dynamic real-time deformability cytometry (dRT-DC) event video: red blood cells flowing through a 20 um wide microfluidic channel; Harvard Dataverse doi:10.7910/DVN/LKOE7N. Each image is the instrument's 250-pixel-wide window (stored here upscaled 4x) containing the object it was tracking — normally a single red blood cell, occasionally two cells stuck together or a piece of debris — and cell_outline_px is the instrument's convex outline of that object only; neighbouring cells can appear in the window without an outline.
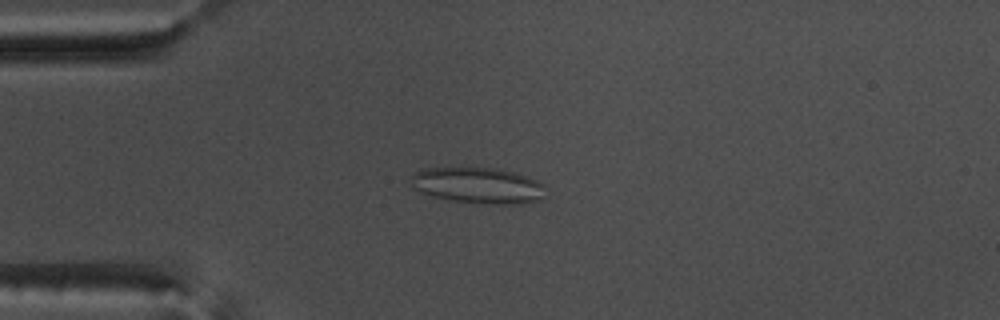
{"species": "common noctule bat (a hibernating species)", "species_latin": "Nyctalus noctula", "temperature_condition": "warm", "stored_images_in_passage": 43, "camera_frame_rate_fps": 3000, "um_per_image_px": 0.085, "animal": {"sex": "male", "body_mass_g": 17.5, "forearm_length_mm": 52.3}, "frame": {"image": 1, "passage_image": 3, "time_ms": 0.667, "image_size_px": [1000, 320], "cell_outline_px": [[548, 196], [544, 200], [520, 204], [488, 204], [448, 200], [432, 196], [420, 192], [412, 188], [408, 180], [416, 172], [424, 168], [464, 164], [496, 168], [512, 172], [536, 180], [544, 184]], "centroid_in_image_um": [40.61, 15.73], "position_along_channel_um": 44.4, "area_um2": 29.77}}
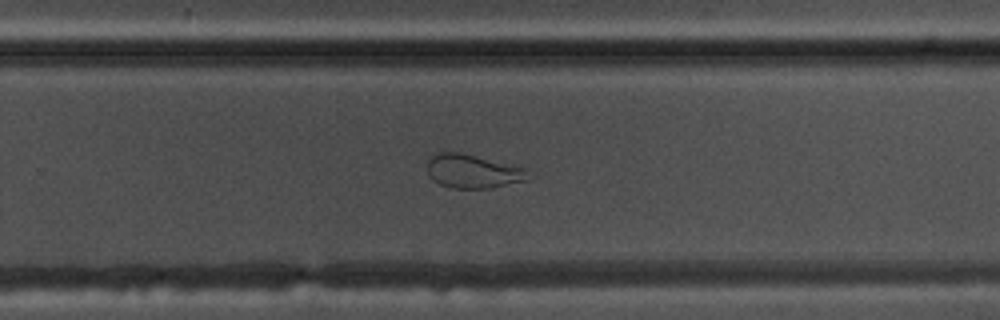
{"frame": {"image": 2, "passage_image": 24, "time_ms": 7.667, "image_size_px": [1000, 320], "cell_outline_px": [[536, 176], [528, 180], [488, 188], [452, 188], [440, 184], [432, 180], [428, 176], [428, 160], [432, 156], [440, 152], [464, 152], [528, 168]], "centroid_in_image_um": [40.29, 14.55], "position_along_channel_um": 289.5, "area_um2": 20.4}}
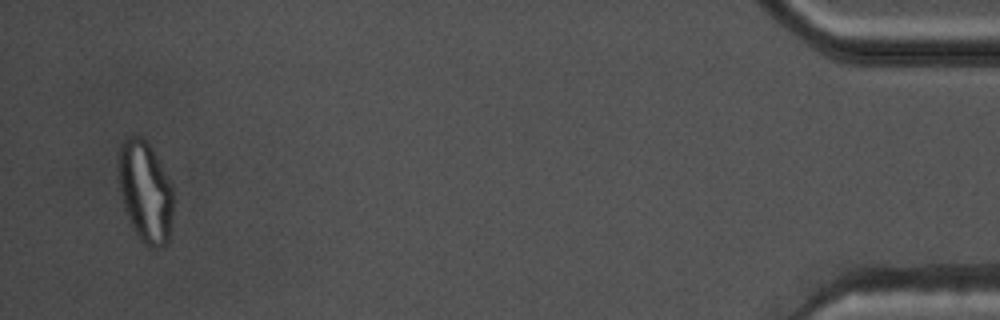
{"frame": {"image": 3, "passage_image": 41, "time_ms": 13.333, "image_size_px": [1000, 320], "cell_outline_px": [[172, 212], [168, 240], [164, 248], [148, 248], [140, 240], [124, 208], [120, 196], [116, 168], [120, 144], [128, 136], [140, 136], [152, 148], [168, 176], [172, 188]], "centroid_in_image_um": [12.32, 16.28], "position_along_channel_um": 422.9, "area_um2": 32.66}, "authors_computed_cell_mechanics": {"area_um2": 25.721, "velocity_mm_per_s": 3.7843, "shape_relaxation_time_tau1_ms": null, "shape_relaxation_time_tau2_ms": 1.3999, "deformation_change_tau1": null, "deformation_change_tau2": 0.0861}}